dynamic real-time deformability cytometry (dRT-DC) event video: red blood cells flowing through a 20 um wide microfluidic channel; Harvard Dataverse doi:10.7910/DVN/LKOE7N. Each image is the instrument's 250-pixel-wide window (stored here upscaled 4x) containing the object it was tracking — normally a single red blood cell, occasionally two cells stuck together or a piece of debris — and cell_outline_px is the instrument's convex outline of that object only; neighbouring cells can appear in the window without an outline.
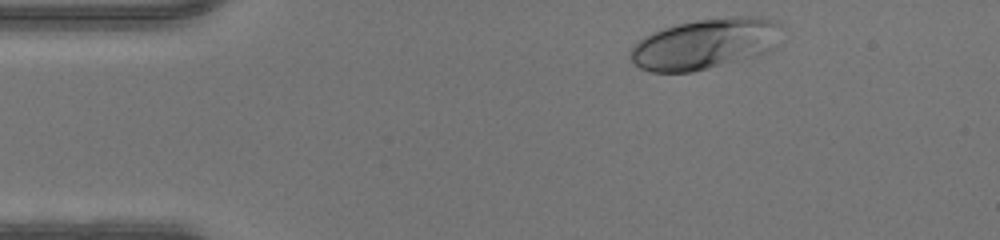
{"species": "human", "species_latin": "Homo sapiens", "temperature_condition": "warm", "stored_images_in_passage": 36, "camera_frame_rate_fps": 3000, "um_per_image_px": 0.085, "donor": {"sex": "male"}, "frame": {"image": 1, "passage_image": 2, "time_ms": 0.333, "image_size_px": [1000, 240], "cell_outline_px": [[784, 24], [776, 48], [768, 52], [692, 72], [652, 72], [640, 68], [628, 56], [628, 52], [644, 36], [664, 28], [696, 20], [732, 16], [752, 16], [780, 20]], "centroid_in_image_um": [60.01, 3.7], "position_along_channel_um": 25.0, "area_um2": 44.74}}
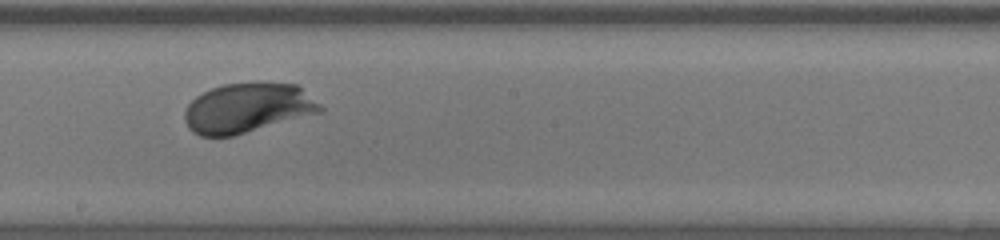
{"frame": {"image": 2, "passage_image": 21, "time_ms": 6.667, "image_size_px": [1000, 240], "cell_outline_px": [[324, 112], [232, 136], [200, 136], [192, 132], [188, 128], [184, 120], [184, 112], [188, 104], [196, 96], [212, 88], [224, 84], [252, 80], [260, 80], [296, 84], [320, 104], [324, 108]], "centroid_in_image_um": [21.06, 9.15], "position_along_channel_um": 227.1, "area_um2": 40.06}}
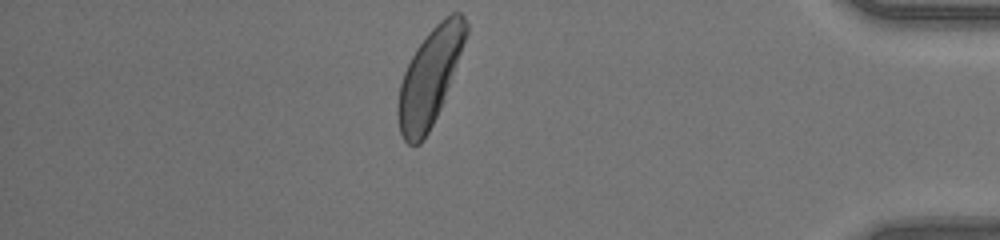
{"frame": {"image": 3, "passage_image": 36, "time_ms": 11.667, "image_size_px": [1000, 240], "cell_outline_px": [[468, 32], [444, 100], [428, 132], [420, 144], [408, 144], [404, 140], [400, 132], [396, 112], [396, 108], [400, 84], [404, 72], [416, 48], [428, 32], [444, 16], [452, 12], [460, 12], [464, 16], [468, 24]], "centroid_in_image_um": [36.52, 6.53], "position_along_channel_um": 398.7, "area_um2": 37.92}}